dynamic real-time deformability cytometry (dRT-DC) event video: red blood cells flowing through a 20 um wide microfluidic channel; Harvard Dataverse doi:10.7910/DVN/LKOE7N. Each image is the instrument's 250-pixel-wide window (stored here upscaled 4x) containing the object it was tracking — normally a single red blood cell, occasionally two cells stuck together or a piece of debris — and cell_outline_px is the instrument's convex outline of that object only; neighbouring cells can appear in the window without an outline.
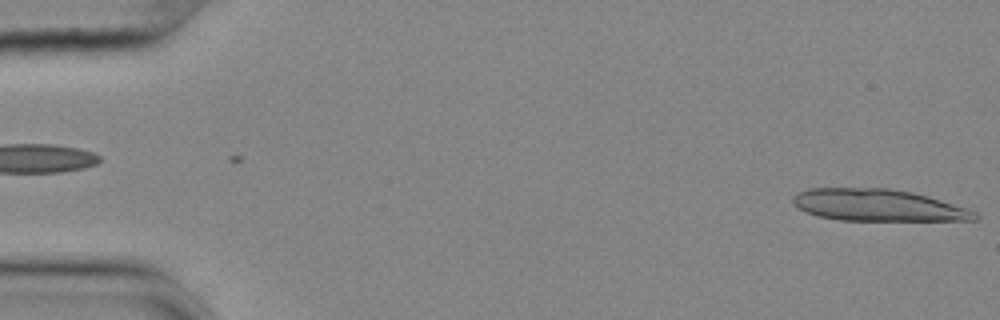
{"species": "common noctule bat (a hibernating species)", "species_latin": "Nyctalus noctula", "temperature_condition": "cold", "stored_images_in_passage": 3, "camera_frame_rate_fps": 3000, "um_per_image_px": 0.085, "animal": {"sex": "female", "body_mass_g": 25.1}, "frame": {"image": 1, "passage_image": 3, "time_ms": 0.667, "image_size_px": [1000, 320], "cell_outline_px": [[980, 216], [976, 220], [840, 220], [820, 216], [808, 212], [792, 204], [792, 196], [808, 188], [888, 188], [912, 192], [928, 196], [968, 208], [976, 212]], "centroid_in_image_um": [74.65, 17.44], "position_along_channel_um": 10.3, "area_um2": 33.64}}